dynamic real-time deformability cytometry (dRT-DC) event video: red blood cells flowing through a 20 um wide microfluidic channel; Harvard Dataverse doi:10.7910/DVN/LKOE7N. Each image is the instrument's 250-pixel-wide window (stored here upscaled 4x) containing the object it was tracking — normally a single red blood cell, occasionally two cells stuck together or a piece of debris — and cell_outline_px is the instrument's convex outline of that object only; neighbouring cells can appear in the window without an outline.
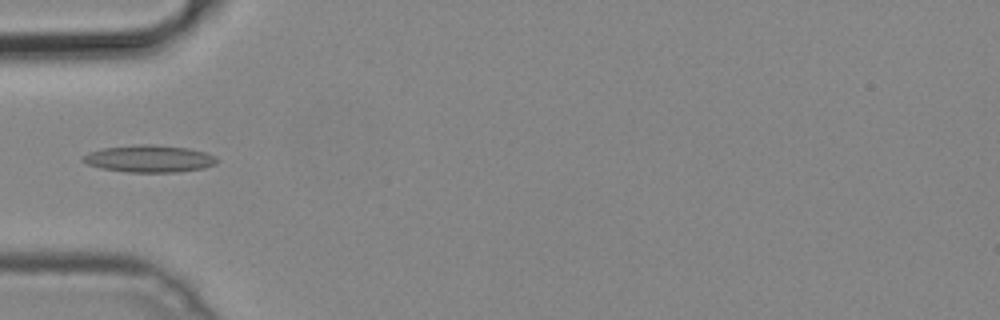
{"species": "common noctule bat (a hibernating species)", "species_latin": "Nyctalus noctula", "temperature_condition": "cold", "stored_images_in_passage": 6, "camera_frame_rate_fps": 3000, "um_per_image_px": 0.085, "animal": {"sex": "male", "body_mass_g": 19.2, "forearm_length_mm": 51.8}, "frame": {"image": 1, "passage_image": 1, "time_ms": 0.0, "image_size_px": [1000, 320], "cell_outline_px": [[220, 160], [216, 164], [204, 168], [176, 172], [128, 172], [100, 168], [88, 164], [80, 160], [80, 156], [88, 152], [100, 148], [140, 144], [152, 144], [188, 148], [204, 152], [216, 156]], "centroid_in_image_um": [12.66, 13.48], "position_along_channel_um": 72.3, "area_um2": 21.44}}
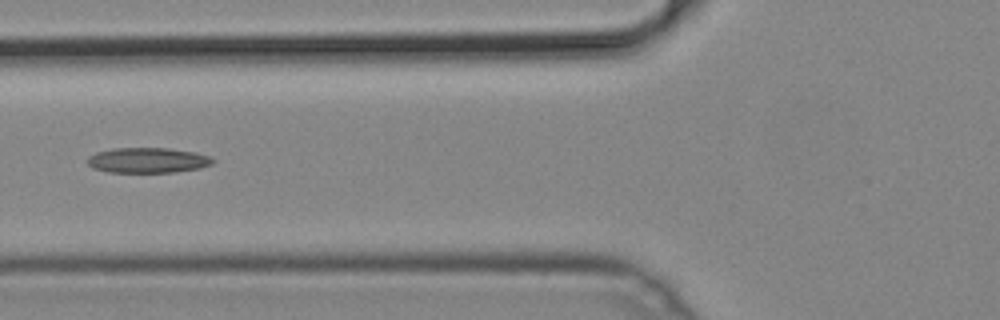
{"frame": {"image": 2, "passage_image": 4, "time_ms": 1.0, "image_size_px": [1000, 320], "cell_outline_px": [[216, 160], [212, 164], [200, 168], [176, 172], [108, 172], [92, 168], [88, 164], [88, 156], [96, 152], [112, 148], [168, 148], [196, 152], [212, 156]], "centroid_in_image_um": [12.59, 13.62], "position_along_channel_um": 113.2, "area_um2": 18.67}}